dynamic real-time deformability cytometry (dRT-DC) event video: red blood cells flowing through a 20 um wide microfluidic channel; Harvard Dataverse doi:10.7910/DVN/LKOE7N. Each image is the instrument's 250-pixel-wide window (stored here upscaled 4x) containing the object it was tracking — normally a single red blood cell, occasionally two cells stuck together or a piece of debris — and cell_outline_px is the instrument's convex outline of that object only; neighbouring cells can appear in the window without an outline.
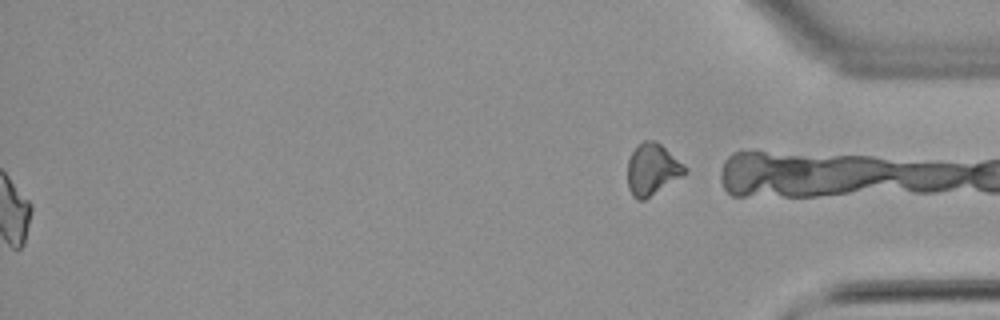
{"species": "common noctule bat (a hibernating species)", "species_latin": "Nyctalus noctula", "temperature_condition": "warm", "stored_images_in_passage": 54, "segment_of_instrument_passage": [2, 2], "camera_frame_rate_fps": 3000, "um_per_image_px": 0.085, "animal": {"sex": "male", "body_mass_g": 21.5, "forearm_length_mm": 52.0}, "frame": {"image": 1, "passage_image": 54, "time_ms": 17.667, "image_size_px": [1000, 320], "cell_outline_px": [[688, 172], [644, 200], [636, 200], [632, 196], [628, 188], [628, 160], [636, 144], [644, 140], [656, 140], [688, 168]], "centroid_in_image_um": [55.43, 14.38], "position_along_channel_um": 379.8, "area_um2": 17.22}}